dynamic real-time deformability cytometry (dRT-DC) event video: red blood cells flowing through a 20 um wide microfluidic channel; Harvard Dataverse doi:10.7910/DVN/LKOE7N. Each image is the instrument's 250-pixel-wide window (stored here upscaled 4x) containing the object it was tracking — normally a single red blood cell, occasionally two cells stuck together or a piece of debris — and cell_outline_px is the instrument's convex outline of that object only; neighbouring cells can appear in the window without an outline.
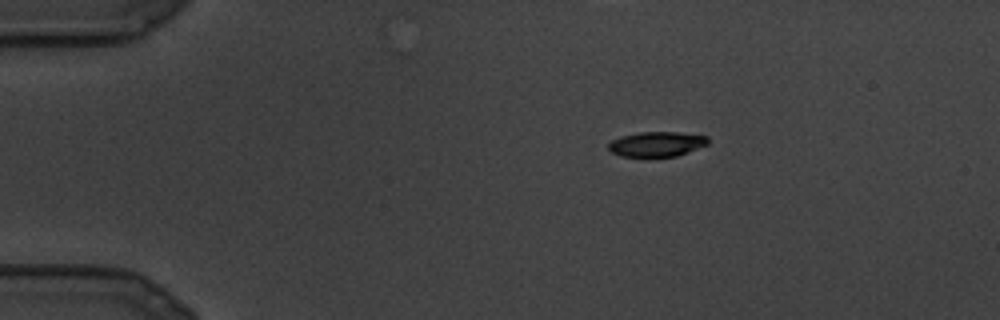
{"species": "common noctule bat (a hibernating species)", "species_latin": "Nyctalus noctula", "temperature_condition": "cold", "stored_images_in_passage": 88, "camera_frame_rate_fps": 3000, "um_per_image_px": 0.085, "animal": {"sex": "male", "body_mass_g": 19.5, "forearm_length_mm": 54.6}, "frame": {"image": 1, "passage_image": 1, "time_ms": 0.0, "image_size_px": [1000, 320], "cell_outline_px": [[708, 144], [676, 156], [620, 156], [612, 152], [608, 148], [608, 144], [612, 140], [620, 136], [640, 132], [676, 132], [708, 136]], "centroid_in_image_um": [55.8, 12.24], "position_along_channel_um": 29.2, "area_um2": 14.28}}
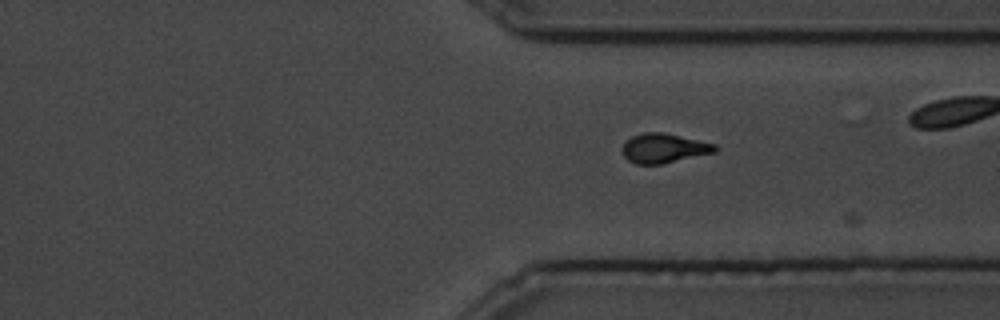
{"frame": {"image": 2, "passage_image": 61, "time_ms": 20.0, "image_size_px": [1000, 320], "cell_outline_px": [[716, 152], [664, 164], [636, 164], [628, 160], [624, 156], [620, 148], [632, 136], [644, 132], [664, 132], [716, 144]], "centroid_in_image_um": [56.42, 12.6], "position_along_channel_um": 355.0, "area_um2": 16.01}}